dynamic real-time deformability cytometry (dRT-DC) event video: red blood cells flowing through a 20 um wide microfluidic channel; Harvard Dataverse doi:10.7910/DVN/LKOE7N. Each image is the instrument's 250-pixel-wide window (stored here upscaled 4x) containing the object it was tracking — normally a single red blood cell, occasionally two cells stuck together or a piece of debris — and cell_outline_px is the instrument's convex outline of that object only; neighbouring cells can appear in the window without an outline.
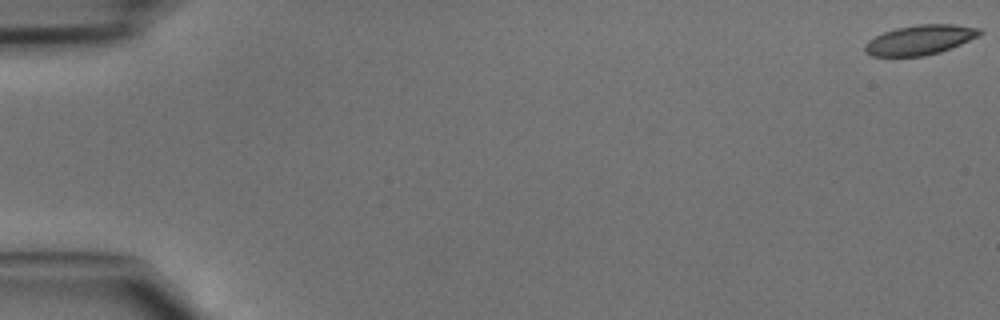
{"species": "common noctule bat (a hibernating species)", "species_latin": "Nyctalus noctula", "temperature_condition": "cold", "stored_images_in_passage": 47, "camera_frame_rate_fps": 3000, "um_per_image_px": 0.085, "animal": {"sex": "male", "body_mass_g": 15.6}, "frame": {"image": 1, "passage_image": 1, "time_ms": 0.0, "image_size_px": [1000, 320], "cell_outline_px": [[984, 32], [980, 36], [940, 52], [924, 56], [872, 56], [864, 52], [864, 44], [868, 40], [884, 32], [896, 28], [920, 24], [952, 24], [980, 28]], "centroid_in_image_um": [78.2, 3.39], "position_along_channel_um": 6.8, "area_um2": 19.94}}
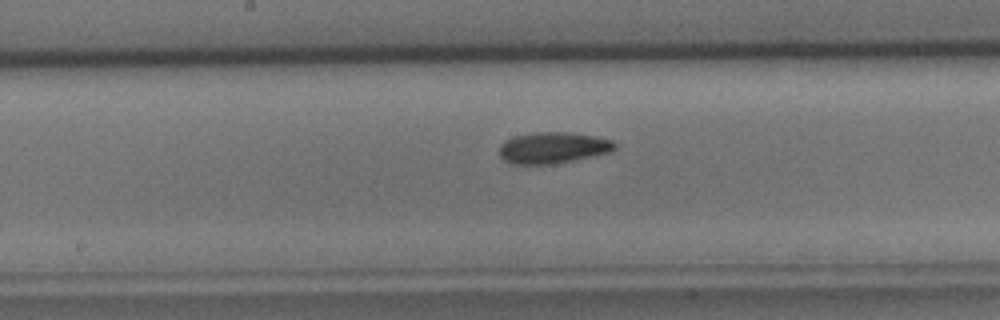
{"frame": {"image": 2, "passage_image": 25, "time_ms": 8.0, "image_size_px": [1000, 320], "cell_outline_px": [[616, 148], [608, 152], [592, 156], [552, 164], [512, 164], [504, 160], [500, 156], [500, 144], [504, 140], [512, 136], [536, 132], [568, 132], [592, 136], [612, 140], [616, 144]], "centroid_in_image_um": [46.95, 12.55], "position_along_channel_um": 201.3, "area_um2": 20.92}}
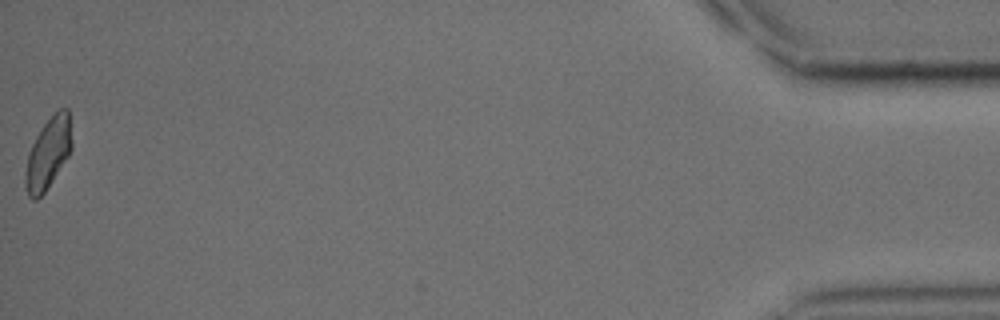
{"frame": {"image": 3, "passage_image": 47, "time_ms": 15.333, "image_size_px": [1000, 320], "cell_outline_px": [[72, 148], [68, 156], [44, 192], [36, 200], [32, 200], [28, 196], [24, 188], [24, 172], [28, 152], [36, 136], [44, 124], [60, 108], [68, 108], [72, 140]], "centroid_in_image_um": [4.06, 13.06], "position_along_channel_um": 431.1, "area_um2": 19.19}}